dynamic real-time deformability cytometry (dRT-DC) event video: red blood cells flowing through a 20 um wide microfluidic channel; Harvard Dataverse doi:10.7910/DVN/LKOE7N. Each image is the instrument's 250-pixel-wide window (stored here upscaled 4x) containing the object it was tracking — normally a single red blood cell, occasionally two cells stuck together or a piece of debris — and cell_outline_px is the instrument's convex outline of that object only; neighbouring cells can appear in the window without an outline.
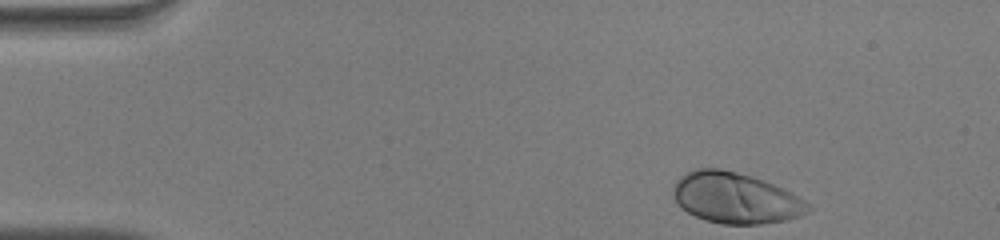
{"species": "human", "species_latin": "Homo sapiens", "temperature_condition": "warm", "stored_images_in_passage": 11, "camera_frame_rate_fps": 3000, "um_per_image_px": 0.085, "donor": {"sex": "male"}, "frame": {"image": 1, "passage_image": 1, "time_ms": 0.0, "image_size_px": [1000, 240], "cell_outline_px": [[812, 208], [808, 212], [800, 216], [788, 220], [760, 224], [720, 224], [704, 220], [688, 212], [676, 200], [672, 192], [672, 184], [680, 176], [696, 168], [720, 168], [752, 176], [792, 192], [812, 204]], "centroid_in_image_um": [62.54, 16.83], "position_along_channel_um": 22.5, "area_um2": 40.17}}
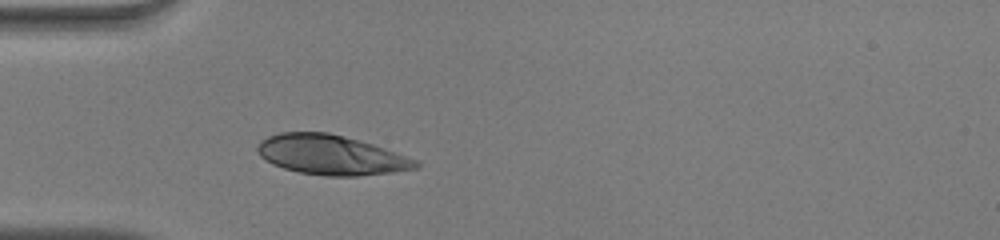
{"frame": {"image": 2, "passage_image": 10, "time_ms": 3.0, "image_size_px": [1000, 240], "cell_outline_px": [[420, 168], [392, 172], [356, 176], [324, 176], [300, 172], [284, 168], [272, 164], [260, 156], [256, 148], [268, 136], [280, 132], [328, 132], [360, 140], [384, 148], [416, 160], [420, 164]], "centroid_in_image_um": [28.14, 13.17], "position_along_channel_um": 56.9, "area_um2": 36.41}}